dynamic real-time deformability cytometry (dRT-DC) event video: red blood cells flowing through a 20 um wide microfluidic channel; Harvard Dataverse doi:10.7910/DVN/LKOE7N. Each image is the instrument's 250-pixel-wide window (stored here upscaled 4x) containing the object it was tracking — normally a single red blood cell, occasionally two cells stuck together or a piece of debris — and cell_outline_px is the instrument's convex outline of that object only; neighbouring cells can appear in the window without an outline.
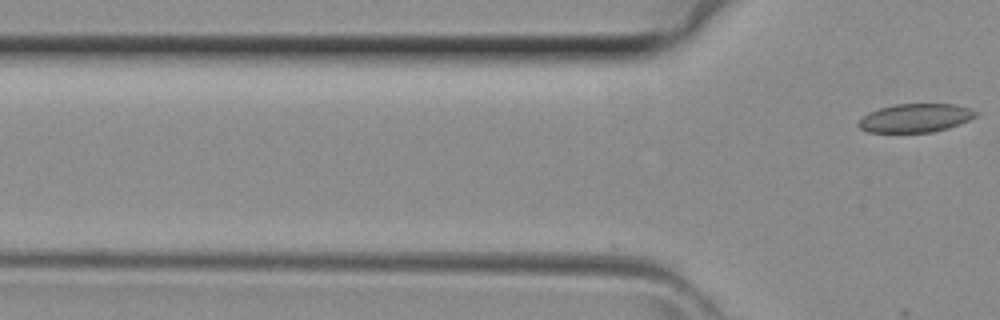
{"species": "common noctule bat (a hibernating species)", "species_latin": "Nyctalus noctula", "temperature_condition": "room temperature", "stored_images_in_passage": 3, "camera_frame_rate_fps": 3000, "um_per_image_px": 0.085, "animal": {"sex": "female", "body_mass_g": 29.2, "forearm_length_mm": 56.3}, "frame": {"image": 1, "passage_image": 3, "time_ms": 0.667, "image_size_px": [1000, 320], "cell_outline_px": [[980, 112], [976, 116], [968, 120], [948, 128], [932, 132], [868, 132], [860, 128], [856, 124], [868, 112], [880, 108], [896, 104], [956, 104]], "centroid_in_image_um": [77.81, 10.02], "position_along_channel_um": 48.0, "area_um2": 19.42}}